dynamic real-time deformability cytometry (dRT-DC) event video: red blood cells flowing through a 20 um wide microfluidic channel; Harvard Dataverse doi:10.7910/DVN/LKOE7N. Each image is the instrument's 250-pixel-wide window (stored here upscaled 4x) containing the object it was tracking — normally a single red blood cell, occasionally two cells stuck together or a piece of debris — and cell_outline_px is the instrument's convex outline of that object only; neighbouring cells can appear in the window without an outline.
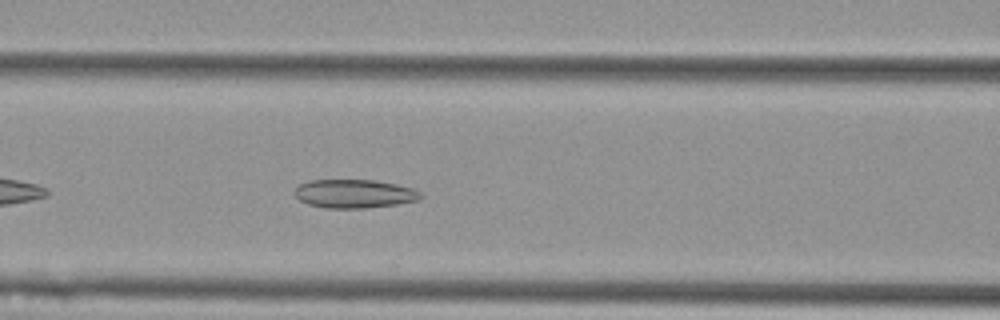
{"species": "Egyptian fruit bat (a non-hibernating species)", "species_latin": "Rousettus aegyptiacus", "temperature_condition": "cold", "stored_images_in_passage": 41, "camera_frame_rate_fps": 3000, "um_per_image_px": 0.085, "animal": {"sex": "female"}, "frame": {"image": 1, "passage_image": 9, "time_ms": 2.667, "image_size_px": [1000, 320], "cell_outline_px": [[424, 196], [420, 200], [396, 204], [368, 208], [324, 208], [308, 204], [300, 200], [296, 196], [296, 188], [300, 184], [308, 180], [376, 180], [396, 184], [412, 188], [420, 192]], "centroid_in_image_um": [30.15, 16.47], "position_along_channel_um": 136.5, "area_um2": 21.04}}
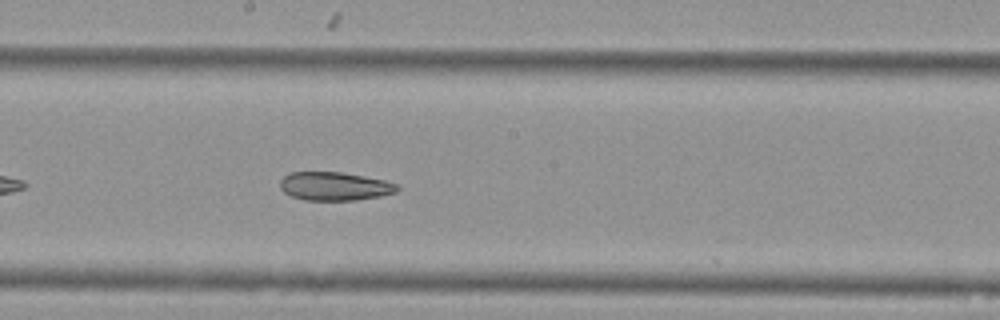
{"frame": {"image": 2, "passage_image": 16, "time_ms": 5.0, "image_size_px": [1000, 320], "cell_outline_px": [[400, 188], [396, 192], [380, 196], [356, 200], [304, 200], [292, 196], [284, 192], [280, 188], [280, 180], [288, 172], [340, 172], [364, 176], [384, 180], [396, 184]], "centroid_in_image_um": [28.42, 15.83], "position_along_channel_um": 219.8, "area_um2": 19.42}}
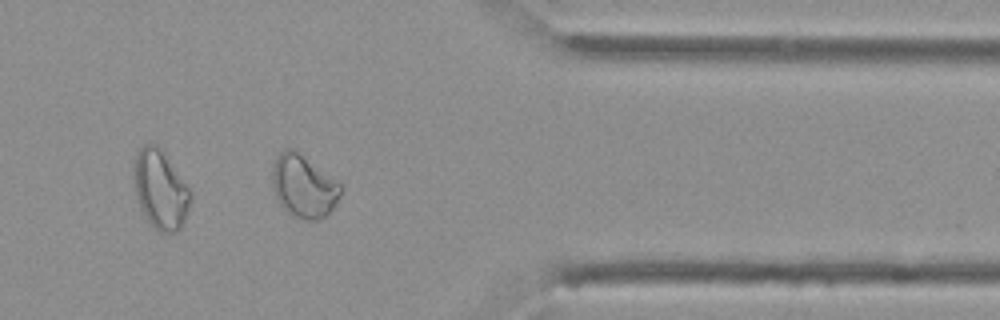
{"frame": {"image": 3, "passage_image": 31, "time_ms": 10.0, "image_size_px": [1000, 320], "cell_outline_px": [[344, 188], [332, 208], [320, 220], [304, 220], [292, 216], [284, 212], [276, 200], [272, 184], [272, 164], [276, 156], [284, 148], [292, 148], [340, 180], [344, 184]], "centroid_in_image_um": [25.81, 15.83], "position_along_channel_um": 385.6, "area_um2": 25.78}, "authors_computed_cell_mechanics": {"area_um2": 21.8484, "velocity_mm_per_s": 3.5914, "shape_relaxation_time_tau1_ms": null, "shape_relaxation_time_tau2_ms": 3.174, "deformation_change_tau1": null, "deformation_change_tau2": 0.0882}}